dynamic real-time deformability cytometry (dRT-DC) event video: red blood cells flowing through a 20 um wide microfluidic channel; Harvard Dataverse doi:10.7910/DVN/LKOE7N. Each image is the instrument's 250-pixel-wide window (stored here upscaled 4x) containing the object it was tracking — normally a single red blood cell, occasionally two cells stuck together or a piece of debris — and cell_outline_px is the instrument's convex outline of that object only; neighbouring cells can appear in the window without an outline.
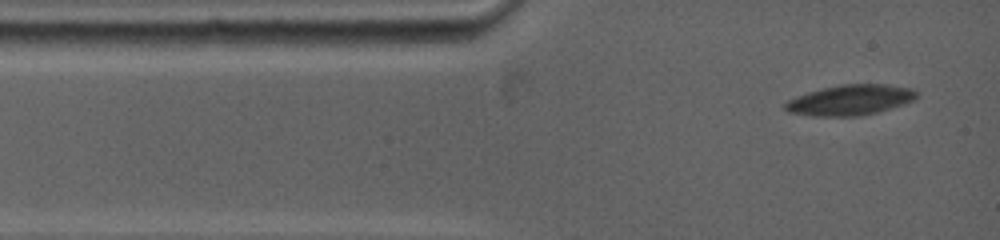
{"species": "common noctule bat (a hibernating species)", "species_latin": "Nyctalus noctula", "temperature_condition": "warm", "stored_images_in_passage": 89, "camera_frame_rate_fps": 5000, "um_per_image_px": 0.085, "animal": {"sex": "female", "body_mass_g": 19.0, "forearm_length_mm": 53.3}, "frame": {"image": 1, "passage_image": 1, "time_ms": 0.0, "image_size_px": [1000, 240], "cell_outline_px": [[920, 96], [904, 104], [876, 112], [856, 116], [816, 116], [788, 112], [784, 108], [784, 104], [788, 100], [796, 96], [808, 92], [840, 84], [884, 84], [912, 88]], "centroid_in_image_um": [72.27, 8.49], "position_along_channel_um": 12.7, "area_um2": 23.12}}
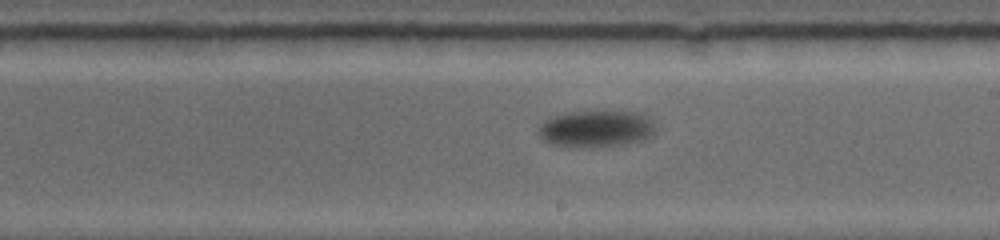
{"frame": {"image": 2, "passage_image": 36, "time_ms": 7.4, "image_size_px": [1000, 240], "cell_outline_px": [[656, 132], [652, 136], [644, 140], [612, 144], [560, 144], [544, 140], [540, 136], [540, 124], [544, 120], [552, 116], [568, 112], [636, 112], [652, 120], [656, 128]], "centroid_in_image_um": [50.73, 10.88], "position_along_channel_um": 238.3, "area_um2": 23.64}}
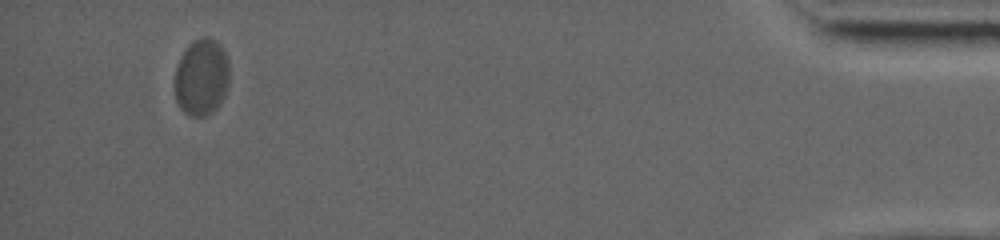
{"frame": {"image": 3, "passage_image": 78, "time_ms": 15.6, "image_size_px": [1000, 240], "cell_outline_px": [[228, 84], [224, 96], [220, 104], [212, 112], [204, 116], [188, 116], [180, 108], [176, 100], [176, 64], [180, 56], [188, 44], [192, 40], [200, 36], [208, 36], [216, 40], [224, 48], [228, 60]], "centroid_in_image_um": [17.14, 6.52], "position_along_channel_um": 418.1, "area_um2": 24.8}, "authors_computed_cell_mechanics": {"area_um2": 23.9292, "velocity_mm_per_s": 3.4997, "shape_relaxation_time_tau1_ms": 6.9214, "shape_relaxation_time_tau2_ms": null, "deformation_change_tau1": 0.2095, "deformation_change_tau2": null}}